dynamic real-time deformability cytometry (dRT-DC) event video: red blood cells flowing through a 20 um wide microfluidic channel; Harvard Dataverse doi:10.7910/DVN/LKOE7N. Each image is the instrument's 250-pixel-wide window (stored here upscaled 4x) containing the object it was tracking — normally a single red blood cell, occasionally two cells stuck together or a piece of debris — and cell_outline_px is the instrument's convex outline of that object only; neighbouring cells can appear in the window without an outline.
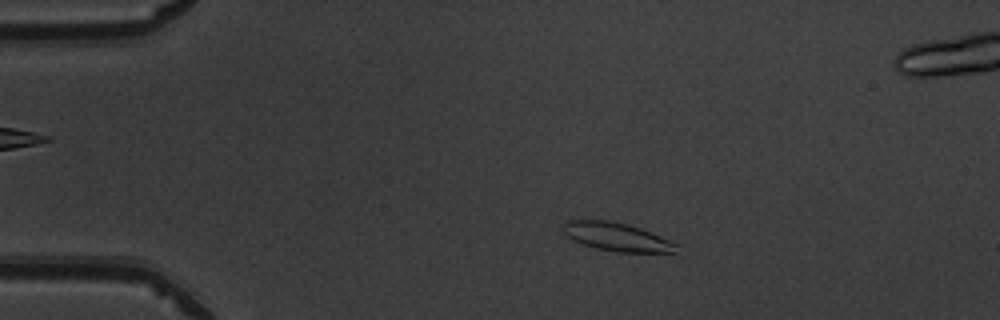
{"species": "common noctule bat (a hibernating species)", "species_latin": "Nyctalus noctula", "temperature_condition": "warm", "stored_images_in_passage": 50, "segment_of_instrument_passage": [1, 2], "camera_frame_rate_fps": 3000, "um_per_image_px": 0.085, "animal": {"sex": "male", "body_mass_g": 19.5, "forearm_length_mm": 54.6}, "frame": {"image": 1, "passage_image": 8, "time_ms": 2.333, "image_size_px": [1000, 320], "cell_outline_px": [[680, 256], [616, 252], [596, 248], [572, 240], [560, 228], [568, 220], [608, 220], [628, 224], [640, 228], [680, 244]], "centroid_in_image_um": [52.63, 20.2], "position_along_channel_um": 32.4, "area_um2": 19.77}}
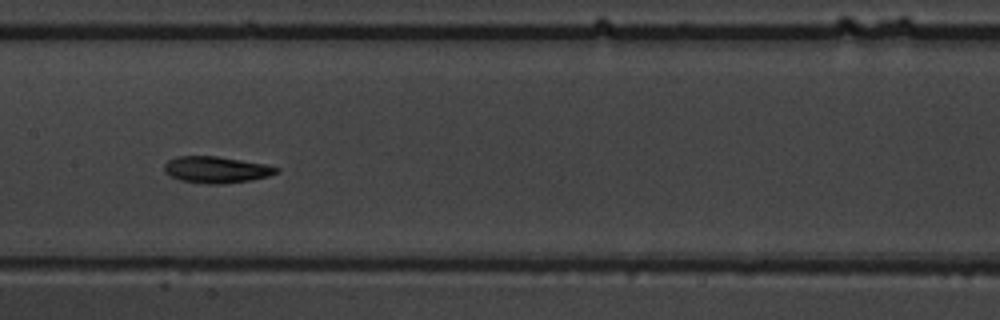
{"frame": {"image": 2, "passage_image": 24, "time_ms": 7.667, "image_size_px": [1000, 320], "cell_outline_px": [[280, 172], [268, 176], [252, 180], [224, 184], [204, 184], [180, 180], [164, 172], [164, 164], [168, 160], [176, 156], [216, 156], [264, 164], [280, 168]], "centroid_in_image_um": [18.38, 14.43], "position_along_channel_um": 189.0, "area_um2": 17.4}}
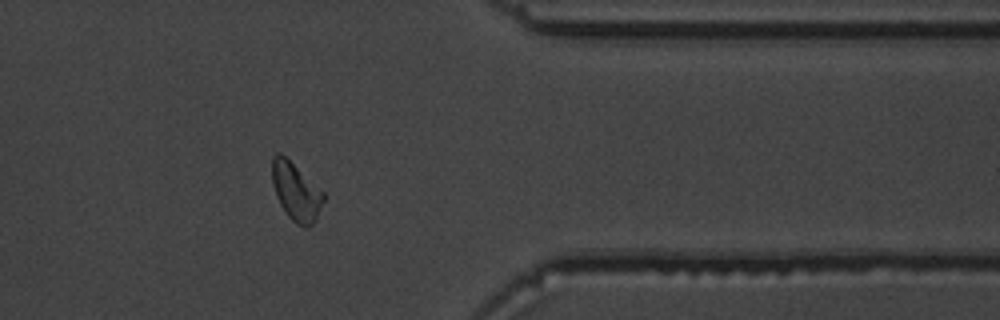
{"frame": {"image": 3, "passage_image": 40, "time_ms": 13.0, "image_size_px": [1000, 320], "cell_outline_px": [[324, 200], [316, 220], [308, 228], [304, 228], [296, 224], [288, 216], [280, 204], [276, 196], [272, 184], [272, 156], [276, 152], [280, 152], [324, 192]], "centroid_in_image_um": [25.15, 16.31], "position_along_channel_um": 386.3, "area_um2": 17.34}}